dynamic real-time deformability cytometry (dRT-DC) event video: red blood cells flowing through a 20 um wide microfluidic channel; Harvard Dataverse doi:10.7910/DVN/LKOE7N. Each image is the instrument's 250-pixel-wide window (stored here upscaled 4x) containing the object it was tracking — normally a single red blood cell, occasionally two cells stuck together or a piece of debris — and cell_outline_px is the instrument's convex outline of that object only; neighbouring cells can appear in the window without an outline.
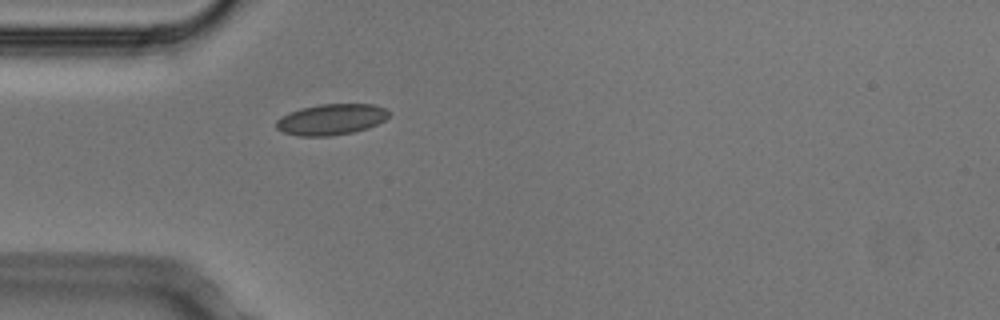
{"species": "Egyptian fruit bat (a non-hibernating species)", "species_latin": "Rousettus aegyptiacus", "temperature_condition": "cold", "stored_images_in_passage": 1, "camera_frame_rate_fps": 3000, "um_per_image_px": 0.085, "animal": {"sex": "male"}, "frame": {"image": 1, "passage_image": 1, "time_ms": 0.0, "image_size_px": [1000, 320], "cell_outline_px": [[392, 112], [384, 120], [368, 128], [352, 132], [328, 136], [296, 136], [284, 132], [276, 128], [276, 120], [280, 116], [288, 112], [300, 108], [320, 104], [372, 104], [384, 108]], "centroid_in_image_um": [28.13, 10.14], "position_along_channel_um": 56.9, "area_um2": 20.4}}